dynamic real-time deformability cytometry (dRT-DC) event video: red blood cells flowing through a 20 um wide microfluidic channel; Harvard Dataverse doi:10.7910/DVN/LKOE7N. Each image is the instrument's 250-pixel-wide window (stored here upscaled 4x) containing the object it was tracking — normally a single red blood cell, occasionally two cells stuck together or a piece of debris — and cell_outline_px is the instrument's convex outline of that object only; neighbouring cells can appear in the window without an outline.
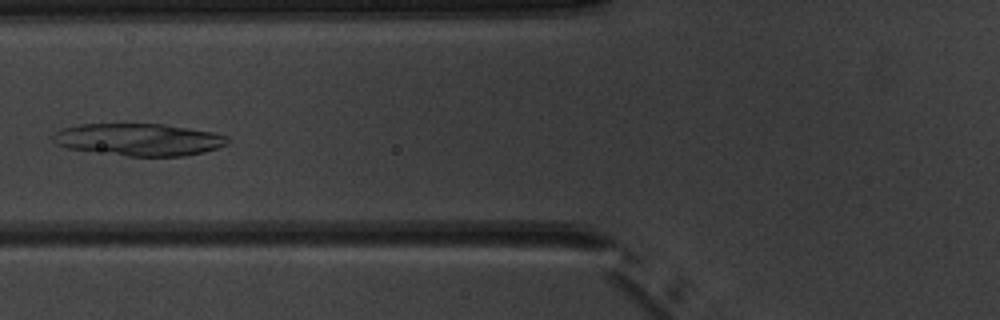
{"species": "common noctule bat (a hibernating species)", "species_latin": "Nyctalus noctula", "temperature_condition": "warm", "stored_images_in_passage": 6, "camera_frame_rate_fps": 3000, "um_per_image_px": 0.085, "animal": {"sex": "male", "body_mass_g": 20.1, "forearm_length_mm": 53.5}, "frame": {"image": 1, "passage_image": 6, "time_ms": 7.0, "image_size_px": [1000, 320], "cell_outline_px": [[232, 140], [228, 144], [204, 152], [184, 156], [128, 156], [68, 148], [56, 144], [52, 140], [52, 132], [60, 128], [80, 124], [164, 124], [212, 132], [228, 136]], "centroid_in_image_um": [11.79, 11.86], "position_along_channel_um": 114.0, "area_um2": 32.95}}